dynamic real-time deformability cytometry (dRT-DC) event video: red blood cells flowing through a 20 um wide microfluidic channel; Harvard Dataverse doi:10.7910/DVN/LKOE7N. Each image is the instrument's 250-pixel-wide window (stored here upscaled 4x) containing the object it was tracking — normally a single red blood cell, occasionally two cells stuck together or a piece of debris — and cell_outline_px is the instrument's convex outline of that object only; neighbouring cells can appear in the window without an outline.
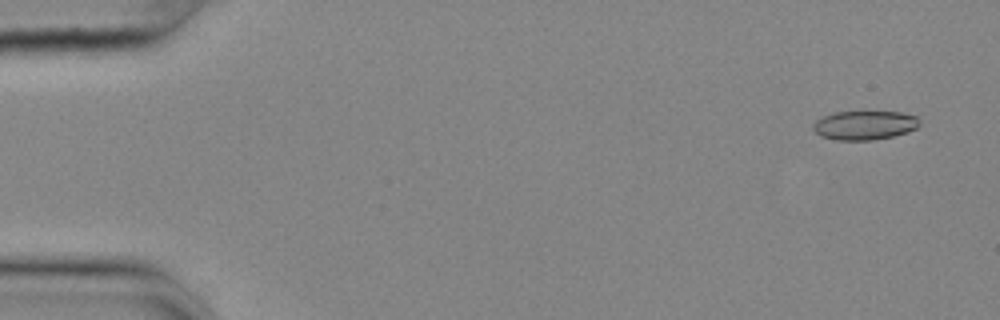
{"species": "common noctule bat (a hibernating species)", "species_latin": "Nyctalus noctula", "temperature_condition": "cold", "stored_images_in_passage": 55, "camera_frame_rate_fps": 3000, "um_per_image_px": 0.085, "animal": {"sex": "female", "body_mass_g": 25.1}, "frame": {"image": 1, "passage_image": 2, "time_ms": 0.333, "image_size_px": [1000, 320], "cell_outline_px": [[920, 124], [916, 128], [908, 132], [892, 136], [872, 140], [836, 140], [820, 136], [812, 128], [812, 124], [816, 120], [832, 112], [900, 112], [916, 116], [920, 120]], "centroid_in_image_um": [73.48, 10.64], "position_along_channel_um": 11.5, "area_um2": 18.03}}
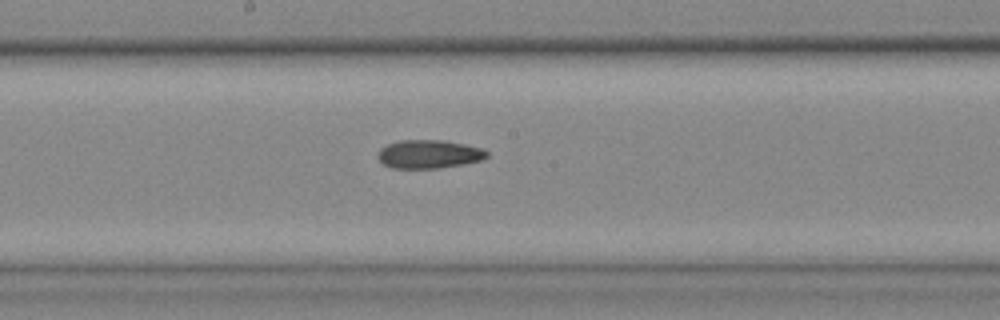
{"frame": {"image": 2, "passage_image": 29, "time_ms": 9.333, "image_size_px": [1000, 320], "cell_outline_px": [[488, 156], [480, 160], [464, 164], [440, 168], [392, 168], [384, 164], [380, 160], [380, 148], [388, 144], [400, 140], [444, 140], [484, 148], [488, 152]], "centroid_in_image_um": [36.5, 13.1], "position_along_channel_um": 211.7, "area_um2": 17.98}}
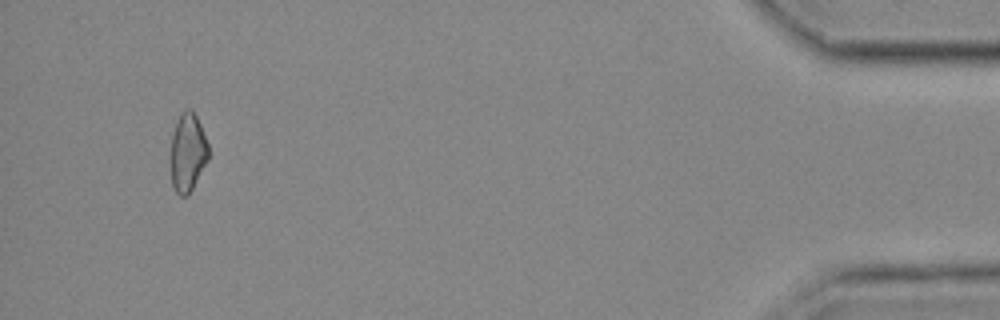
{"frame": {"image": 3, "passage_image": 52, "time_ms": 17.0, "image_size_px": [1000, 320], "cell_outline_px": [[208, 160], [188, 196], [180, 196], [176, 192], [172, 184], [168, 160], [168, 156], [172, 132], [176, 120], [180, 112], [184, 108], [192, 108], [200, 124], [208, 144]], "centroid_in_image_um": [15.9, 12.93], "position_along_channel_um": 419.3, "area_um2": 18.03}, "authors_computed_cell_mechanics": {"area_um2": 18.3226, "velocity_mm_per_s": 3.6478, "shape_relaxation_time_tau1_ms": null, "shape_relaxation_time_tau2_ms": 3.2477, "deformation_change_tau1": null, "deformation_change_tau2": 0.0939}}